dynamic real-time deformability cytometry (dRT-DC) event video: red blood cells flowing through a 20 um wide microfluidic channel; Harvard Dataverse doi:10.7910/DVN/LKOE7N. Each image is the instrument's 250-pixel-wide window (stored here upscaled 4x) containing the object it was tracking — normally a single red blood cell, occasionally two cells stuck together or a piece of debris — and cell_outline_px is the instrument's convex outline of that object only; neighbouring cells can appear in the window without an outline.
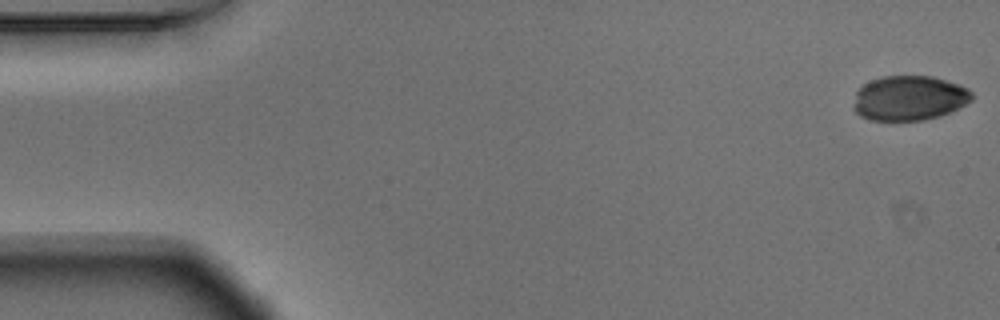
{"species": "Egyptian fruit bat (a non-hibernating species)", "species_latin": "Rousettus aegyptiacus", "temperature_condition": "warm", "stored_images_in_passage": 54, "camera_frame_rate_fps": 3000, "um_per_image_px": 0.085, "animal": {"sex": "male"}, "frame": {"image": 1, "passage_image": 1, "time_ms": 0.0, "image_size_px": [1000, 320], "cell_outline_px": [[972, 100], [940, 116], [924, 120], [872, 120], [860, 116], [852, 108], [852, 104], [856, 92], [864, 84], [872, 80], [884, 76], [932, 76], [960, 84], [968, 88], [972, 92]], "centroid_in_image_um": [77.26, 8.33], "position_along_channel_um": 7.7, "area_um2": 30.87}}
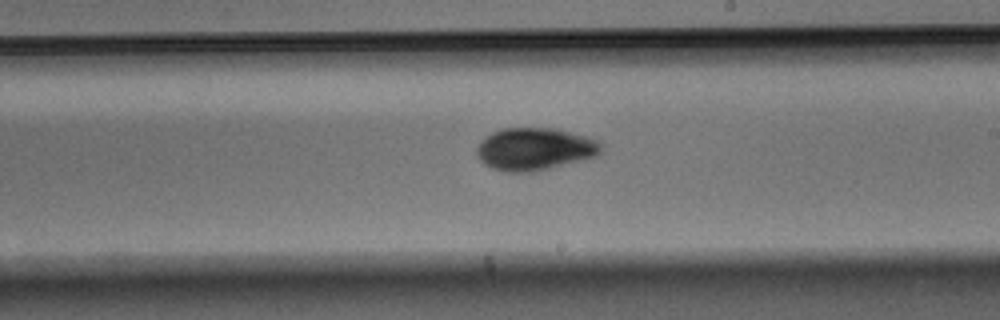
{"frame": {"image": 2, "passage_image": 31, "time_ms": 10.0, "image_size_px": [1000, 320], "cell_outline_px": [[600, 152], [596, 156], [532, 172], [504, 172], [492, 168], [484, 164], [480, 160], [476, 152], [476, 148], [492, 132], [504, 128], [556, 128], [584, 136], [596, 140], [600, 144]], "centroid_in_image_um": [45.41, 12.67], "position_along_channel_um": 243.6, "area_um2": 30.29}}
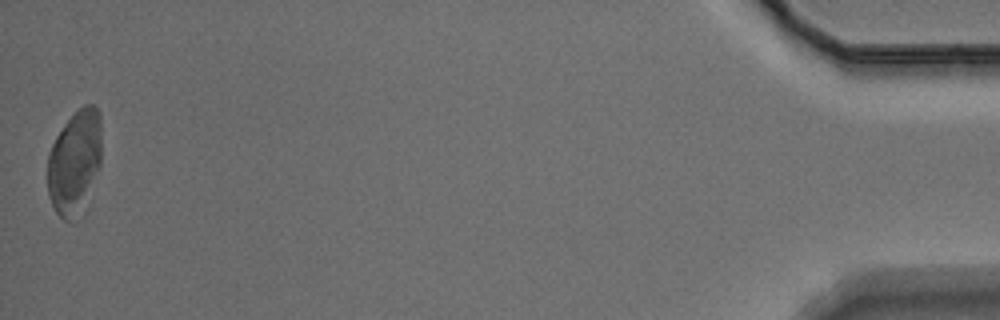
{"frame": {"image": 3, "passage_image": 54, "time_ms": 17.667, "image_size_px": [1000, 320], "cell_outline_px": [[100, 168], [92, 200], [88, 212], [84, 216], [72, 224], [64, 220], [56, 212], [48, 196], [48, 152], [56, 136], [64, 124], [84, 104], [92, 104], [100, 112]], "centroid_in_image_um": [6.39, 13.97], "position_along_channel_um": 428.8, "area_um2": 34.39}}